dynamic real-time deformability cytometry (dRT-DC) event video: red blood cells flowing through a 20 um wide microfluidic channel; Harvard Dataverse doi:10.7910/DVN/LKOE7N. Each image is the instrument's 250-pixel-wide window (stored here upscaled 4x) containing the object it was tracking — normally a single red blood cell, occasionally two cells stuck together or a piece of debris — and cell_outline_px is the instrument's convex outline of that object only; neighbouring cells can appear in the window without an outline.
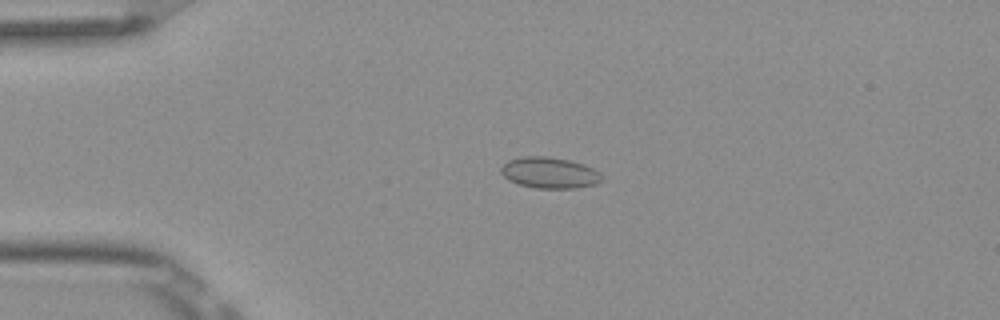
{"species": "Egyptian fruit bat (a non-hibernating species)", "species_latin": "Rousettus aegyptiacus", "temperature_condition": "room temperature", "stored_images_in_passage": 6, "camera_frame_rate_fps": 3000, "um_per_image_px": 0.085, "frame": {"image": 1, "passage_image": 4, "time_ms": 1.0, "image_size_px": [1000, 320], "cell_outline_px": [[604, 180], [596, 184], [576, 188], [536, 188], [520, 184], [508, 180], [500, 172], [500, 168], [508, 160], [520, 156], [548, 156], [568, 160], [584, 164], [600, 172], [604, 176]], "centroid_in_image_um": [46.73, 14.68], "position_along_channel_um": 38.3, "area_um2": 18.44}}
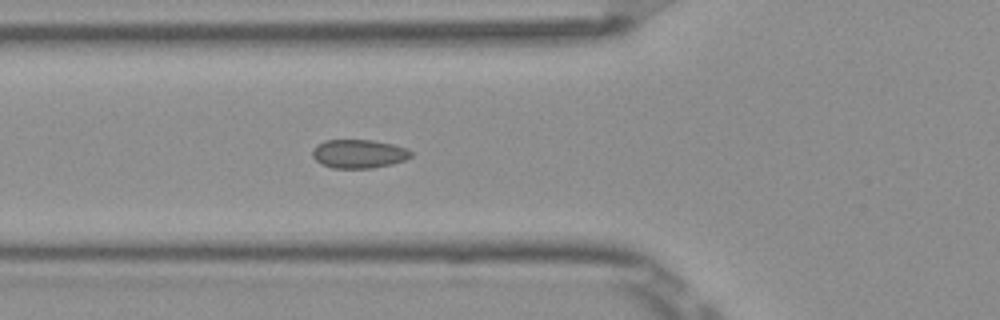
{"frame": {"image": 2, "passage_image": 6, "time_ms": 1.667, "image_size_px": [1000, 320], "cell_outline_px": [[412, 156], [404, 160], [392, 164], [372, 168], [332, 168], [320, 164], [312, 156], [312, 148], [316, 144], [324, 140], [372, 140], [392, 144], [404, 148], [412, 152]], "centroid_in_image_um": [30.44, 13.07], "position_along_channel_um": 95.4, "area_um2": 16.53}}